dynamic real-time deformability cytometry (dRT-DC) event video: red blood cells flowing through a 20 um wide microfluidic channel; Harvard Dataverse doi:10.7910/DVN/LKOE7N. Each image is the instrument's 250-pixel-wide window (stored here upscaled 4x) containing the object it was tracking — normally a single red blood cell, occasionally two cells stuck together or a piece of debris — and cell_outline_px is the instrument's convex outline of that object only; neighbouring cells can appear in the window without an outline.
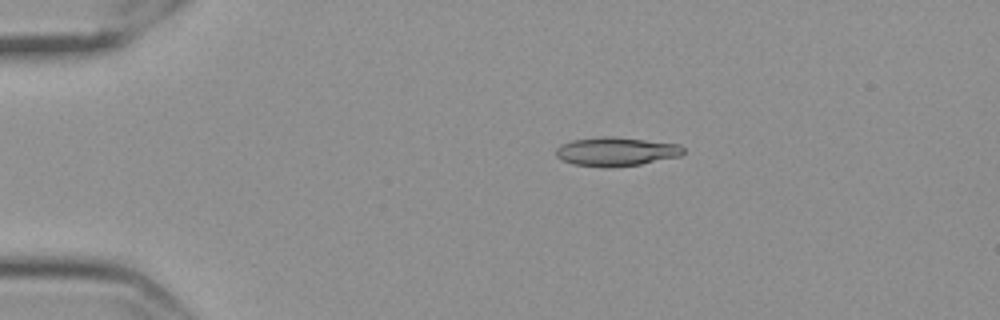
{"species": "Egyptian fruit bat (a non-hibernating species)", "species_latin": "Rousettus aegyptiacus", "temperature_condition": "cold", "stored_images_in_passage": 50, "camera_frame_rate_fps": 3000, "um_per_image_px": 0.085, "frame": {"image": 1, "passage_image": 4, "time_ms": 1.0, "image_size_px": [1000, 320], "cell_outline_px": [[684, 152], [680, 156], [640, 164], [572, 164], [556, 156], [556, 148], [572, 140], [604, 136], [612, 136], [680, 144], [684, 148]], "centroid_in_image_um": [52.43, 12.83], "position_along_channel_um": 32.6, "area_um2": 20.35}}
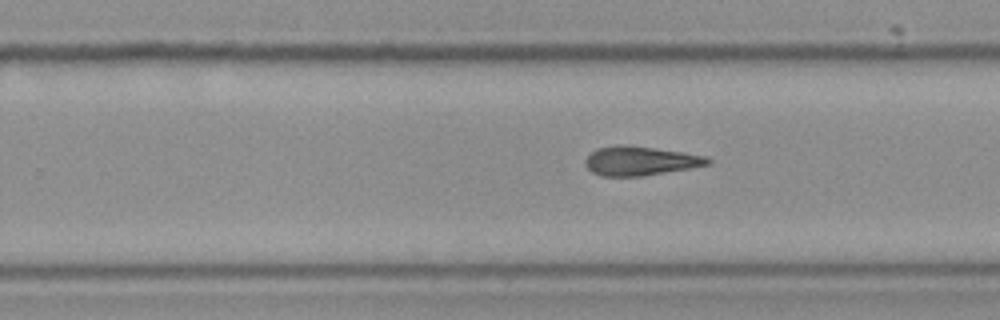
{"frame": {"image": 2, "passage_image": 29, "time_ms": 9.333, "image_size_px": [1000, 320], "cell_outline_px": [[712, 160], [708, 164], [688, 168], [644, 176], [600, 176], [592, 172], [584, 164], [584, 160], [596, 148], [620, 144], [628, 144], [684, 152], [708, 156]], "centroid_in_image_um": [54.4, 13.66], "position_along_channel_um": 275.4, "area_um2": 20.92}}
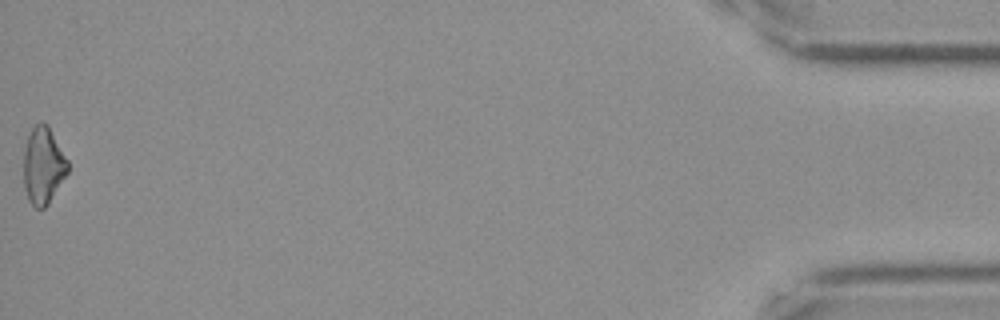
{"frame": {"image": 3, "passage_image": 50, "time_ms": 16.333, "image_size_px": [1000, 320], "cell_outline_px": [[68, 172], [48, 204], [44, 208], [36, 208], [28, 200], [24, 188], [24, 152], [28, 136], [32, 128], [36, 124], [48, 124], [68, 160]], "centroid_in_image_um": [3.67, 14.09], "position_along_channel_um": 431.5, "area_um2": 19.65}, "authors_computed_cell_mechanics": {"area_um2": 20.6924, "velocity_mm_per_s": 3.5493, "shape_relaxation_time_tau1_ms": 5.8346, "shape_relaxation_time_tau2_ms": 7.4062, "deformation_change_tau1": 0.1504, "deformation_change_tau2": 0.1836}}